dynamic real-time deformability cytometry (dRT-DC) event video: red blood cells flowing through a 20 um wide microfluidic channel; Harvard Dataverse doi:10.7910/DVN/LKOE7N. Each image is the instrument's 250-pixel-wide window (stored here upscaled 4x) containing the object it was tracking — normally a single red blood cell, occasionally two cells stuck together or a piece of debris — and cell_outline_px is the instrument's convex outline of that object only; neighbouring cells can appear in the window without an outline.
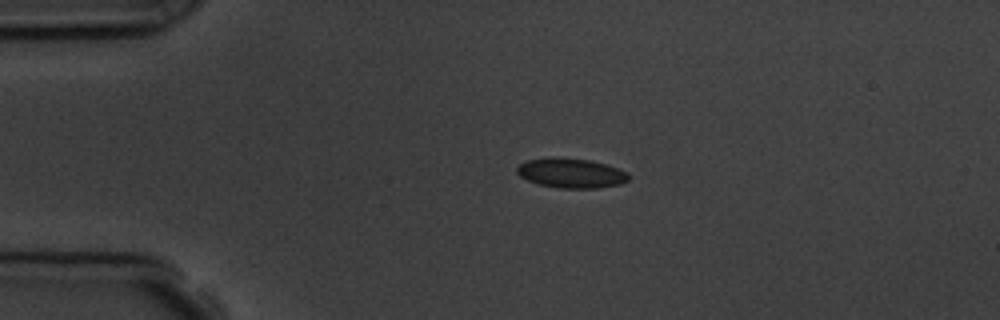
{"species": "common noctule bat (a hibernating species)", "species_latin": "Nyctalus noctula", "temperature_condition": "room temperature", "stored_images_in_passage": 4, "camera_frame_rate_fps": 3000, "um_per_image_px": 0.085, "animal": {"sex": "male", "body_mass_g": 19.5, "forearm_length_mm": 54.6}, "frame": {"image": 1, "passage_image": 2, "time_ms": 1.333, "image_size_px": [1000, 320], "cell_outline_px": [[632, 176], [628, 180], [620, 184], [596, 188], [560, 188], [536, 184], [520, 176], [516, 172], [516, 168], [520, 164], [528, 160], [592, 160], [608, 164], [628, 172]], "centroid_in_image_um": [48.62, 14.76], "position_along_channel_um": 36.4, "area_um2": 18.73}}
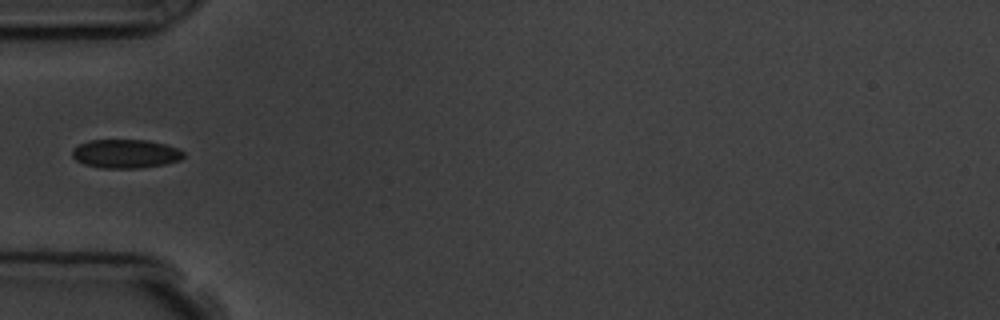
{"frame": {"image": 2, "passage_image": 4, "time_ms": 3.333, "image_size_px": [1000, 320], "cell_outline_px": [[184, 156], [180, 160], [164, 164], [140, 168], [100, 168], [84, 164], [76, 160], [72, 156], [72, 148], [88, 140], [144, 140], [164, 144], [176, 148], [184, 152]], "centroid_in_image_um": [10.64, 13.07], "position_along_channel_um": 74.4, "area_um2": 18.61}}